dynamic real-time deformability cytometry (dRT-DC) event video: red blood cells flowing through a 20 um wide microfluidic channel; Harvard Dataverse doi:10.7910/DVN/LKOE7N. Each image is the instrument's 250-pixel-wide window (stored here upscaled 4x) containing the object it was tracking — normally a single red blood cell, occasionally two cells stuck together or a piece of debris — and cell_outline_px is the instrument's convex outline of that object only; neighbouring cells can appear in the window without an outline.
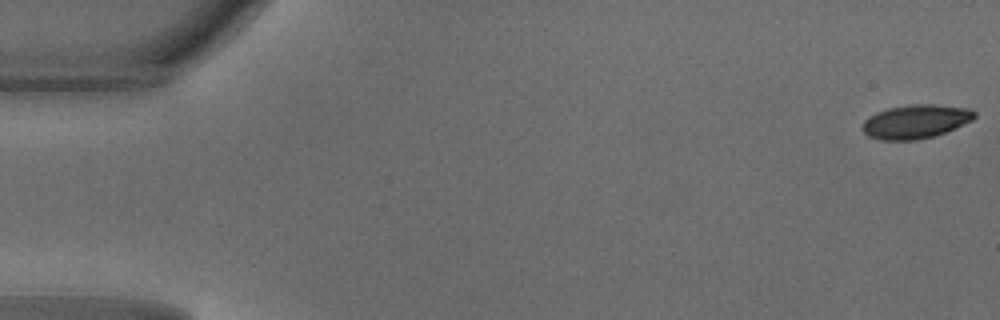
{"species": "common noctule bat (a hibernating species)", "species_latin": "Nyctalus noctula", "temperature_condition": "warm", "stored_images_in_passage": 49, "camera_frame_rate_fps": 3000, "um_per_image_px": 0.085, "animal": {"sex": "male", "body_mass_g": 18.8}, "frame": {"image": 1, "passage_image": 1, "time_ms": 0.0, "image_size_px": [1000, 320], "cell_outline_px": [[976, 116], [972, 120], [936, 136], [916, 140], [880, 140], [868, 136], [860, 128], [864, 120], [868, 116], [876, 112], [888, 108], [908, 104], [932, 104], [968, 108], [976, 112]], "centroid_in_image_um": [77.79, 10.33], "position_along_channel_um": 7.2, "area_um2": 22.25}}
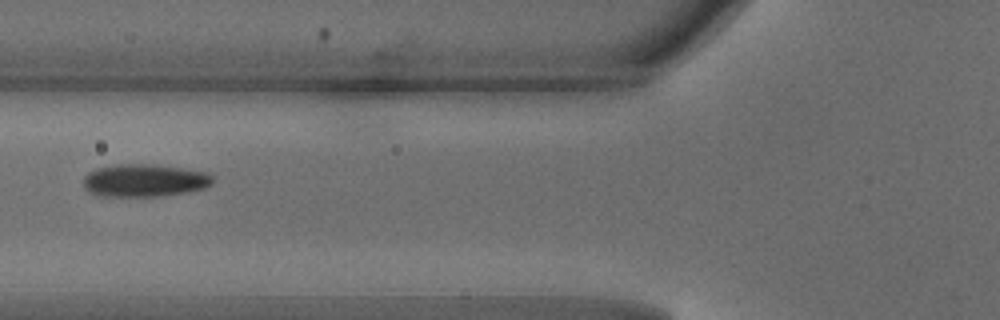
{"frame": {"image": 2, "passage_image": 19, "time_ms": 6.0, "image_size_px": [1000, 320], "cell_outline_px": [[212, 184], [204, 188], [188, 192], [160, 196], [100, 196], [88, 192], [84, 188], [84, 176], [88, 172], [96, 168], [116, 164], [152, 164], [180, 168], [204, 172], [212, 176]], "centroid_in_image_um": [12.23, 15.34], "position_along_channel_um": 113.6, "area_um2": 24.62}}
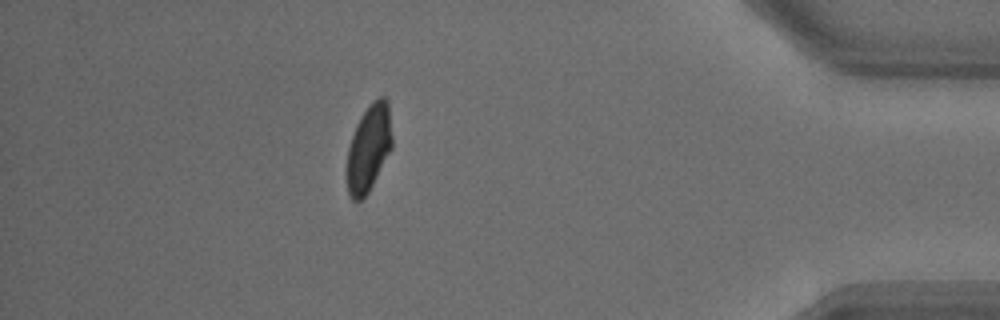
{"frame": {"image": 3, "passage_image": 43, "time_ms": 14.0, "image_size_px": [1000, 320], "cell_outline_px": [[392, 148], [368, 192], [360, 200], [352, 200], [348, 196], [348, 148], [356, 124], [360, 116], [372, 100], [380, 96], [384, 96], [388, 100], [392, 136]], "centroid_in_image_um": [31.36, 12.53], "position_along_channel_um": 403.8, "area_um2": 22.72}, "authors_computed_cell_mechanics": {"area_um2": 23.698, "velocity_mm_per_s": 4.1728, "shape_relaxation_time_tau1_ms": 2.077, "shape_relaxation_time_tau2_ms": 0.9016, "deformation_change_tau1": 0.1343, "deformation_change_tau2": 0.0585}}